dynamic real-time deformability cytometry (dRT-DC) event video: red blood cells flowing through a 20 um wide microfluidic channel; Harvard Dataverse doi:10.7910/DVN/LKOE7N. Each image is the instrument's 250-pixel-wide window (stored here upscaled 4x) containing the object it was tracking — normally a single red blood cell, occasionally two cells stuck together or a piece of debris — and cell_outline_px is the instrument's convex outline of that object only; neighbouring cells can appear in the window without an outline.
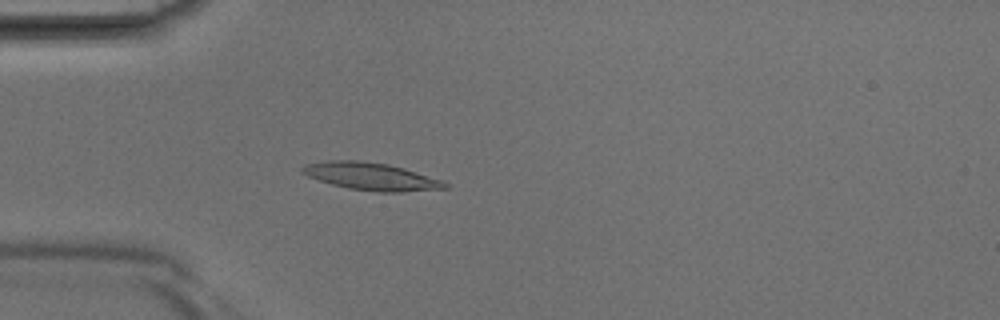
{"species": "Egyptian fruit bat (a non-hibernating species)", "species_latin": "Rousettus aegyptiacus", "temperature_condition": "room temperature", "stored_images_in_passage": 38, "camera_frame_rate_fps": 3000, "um_per_image_px": 0.085, "animal": {"sex": "male"}, "frame": {"image": 1, "passage_image": 9, "time_ms": 2.667, "image_size_px": [1000, 320], "cell_outline_px": [[452, 184], [448, 188], [400, 192], [380, 192], [348, 188], [332, 184], [308, 176], [300, 172], [300, 168], [308, 164], [328, 160], [356, 160], [388, 164], [404, 168], [444, 180]], "centroid_in_image_um": [31.61, 15.0], "position_along_channel_um": 53.4, "area_um2": 22.89}}
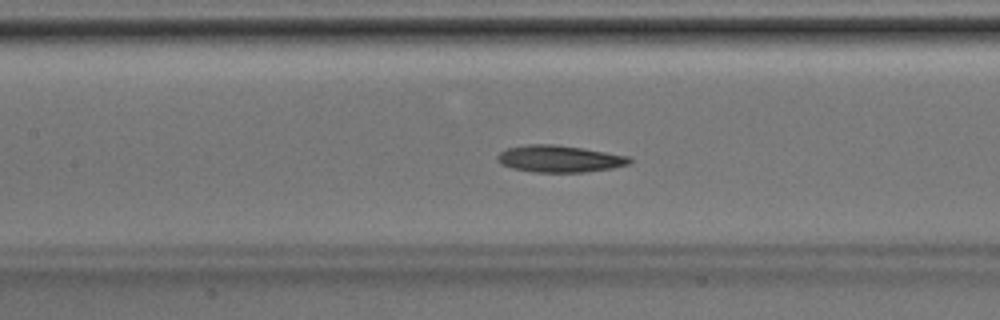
{"frame": {"image": 2, "passage_image": 16, "time_ms": 5.0, "image_size_px": [1000, 320], "cell_outline_px": [[632, 164], [612, 168], [584, 172], [532, 172], [512, 168], [500, 164], [496, 160], [496, 156], [500, 152], [508, 148], [528, 144], [556, 144], [584, 148], [632, 156]], "centroid_in_image_um": [47.59, 13.49], "position_along_channel_um": 159.8, "area_um2": 21.04}}
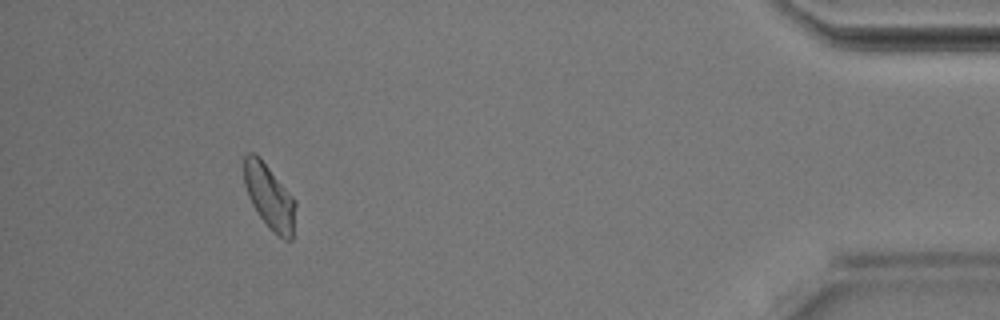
{"frame": {"image": 3, "passage_image": 35, "time_ms": 11.333, "image_size_px": [1000, 320], "cell_outline_px": [[296, 204], [292, 240], [284, 240], [260, 216], [252, 204], [248, 196], [244, 184], [244, 156], [248, 152], [256, 152], [260, 156], [296, 200]], "centroid_in_image_um": [22.9, 16.65], "position_along_channel_um": 412.3, "area_um2": 19.25}}